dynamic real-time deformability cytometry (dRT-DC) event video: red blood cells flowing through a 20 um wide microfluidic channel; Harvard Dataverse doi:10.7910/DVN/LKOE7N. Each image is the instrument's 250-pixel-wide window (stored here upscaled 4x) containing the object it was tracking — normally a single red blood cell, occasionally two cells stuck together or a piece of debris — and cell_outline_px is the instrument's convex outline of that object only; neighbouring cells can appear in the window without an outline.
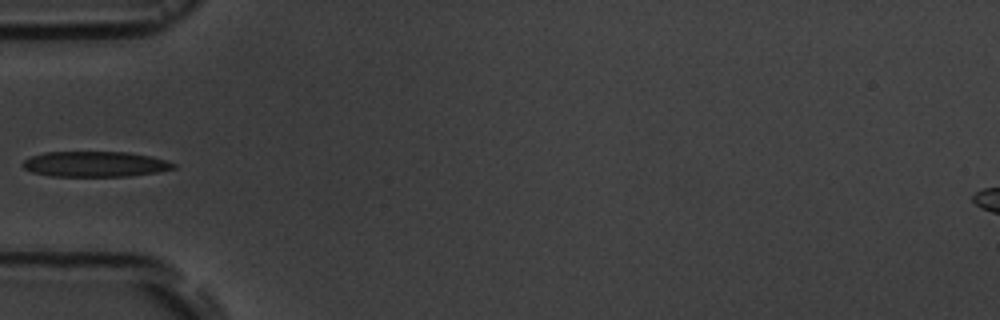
{"species": "common noctule bat (a hibernating species)", "species_latin": "Nyctalus noctula", "temperature_condition": "room temperature", "stored_images_in_passage": 5, "camera_frame_rate_fps": 3000, "um_per_image_px": 0.085, "animal": {"sex": "male", "body_mass_g": 19.5, "forearm_length_mm": 54.6}, "frame": {"image": 1, "passage_image": 4, "time_ms": 3.333, "image_size_px": [1000, 320], "cell_outline_px": [[176, 168], [156, 172], [128, 176], [52, 176], [32, 172], [24, 168], [20, 164], [24, 160], [32, 156], [44, 152], [128, 152], [152, 156], [168, 160], [176, 164]], "centroid_in_image_um": [8.1, 13.94], "position_along_channel_um": 76.9, "area_um2": 22.43}}
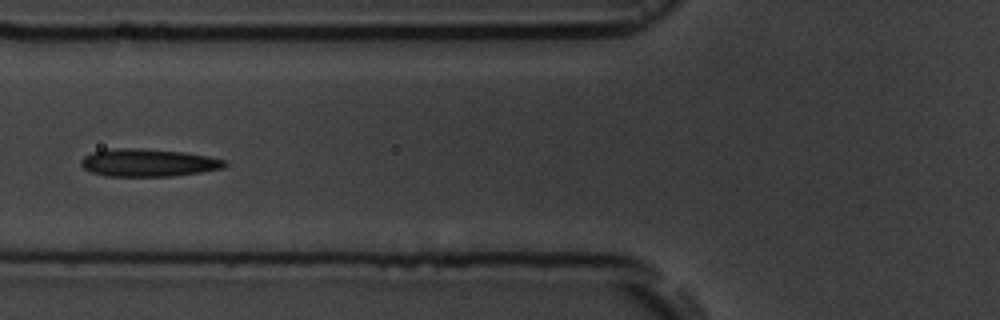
{"frame": {"image": 2, "passage_image": 5, "time_ms": 4.333, "image_size_px": [1000, 320], "cell_outline_px": [[228, 164], [224, 168], [200, 172], [172, 176], [104, 176], [92, 172], [84, 168], [80, 164], [80, 160], [84, 156], [92, 152], [116, 148], [136, 148], [184, 152], [208, 156], [228, 160]], "centroid_in_image_um": [12.62, 13.83], "position_along_channel_um": 113.2, "area_um2": 23.24}}